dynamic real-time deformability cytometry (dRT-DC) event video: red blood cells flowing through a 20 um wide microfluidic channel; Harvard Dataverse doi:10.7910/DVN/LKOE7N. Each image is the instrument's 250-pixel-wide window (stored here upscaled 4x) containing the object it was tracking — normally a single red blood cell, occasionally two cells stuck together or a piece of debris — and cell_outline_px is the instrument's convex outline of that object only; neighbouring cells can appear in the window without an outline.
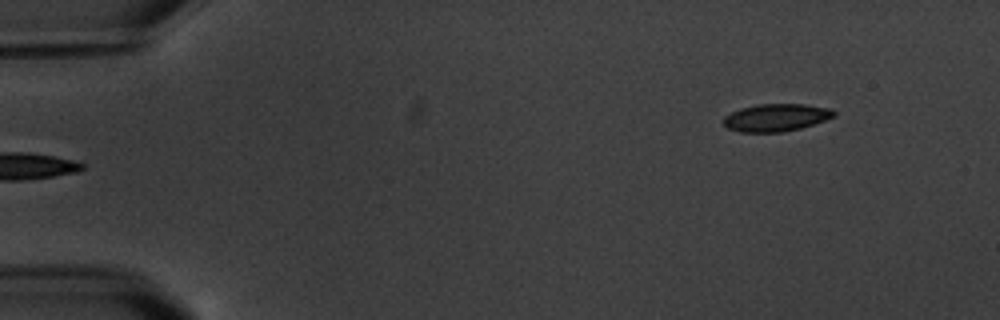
{"species": "common noctule bat (a hibernating species)", "species_latin": "Nyctalus noctula", "temperature_condition": "warm", "stored_images_in_passage": 4, "camera_frame_rate_fps": 3000, "um_per_image_px": 0.085, "animal": {"sex": "male", "body_mass_g": 20.1, "forearm_length_mm": 53.5}, "frame": {"image": 1, "passage_image": 4, "time_ms": 3.667, "image_size_px": [1000, 320], "cell_outline_px": [[836, 116], [800, 128], [784, 132], [740, 132], [728, 128], [724, 124], [724, 116], [740, 108], [756, 104], [804, 104], [832, 108], [836, 112]], "centroid_in_image_um": [65.98, 9.98], "position_along_channel_um": 19.0, "area_um2": 17.74}}